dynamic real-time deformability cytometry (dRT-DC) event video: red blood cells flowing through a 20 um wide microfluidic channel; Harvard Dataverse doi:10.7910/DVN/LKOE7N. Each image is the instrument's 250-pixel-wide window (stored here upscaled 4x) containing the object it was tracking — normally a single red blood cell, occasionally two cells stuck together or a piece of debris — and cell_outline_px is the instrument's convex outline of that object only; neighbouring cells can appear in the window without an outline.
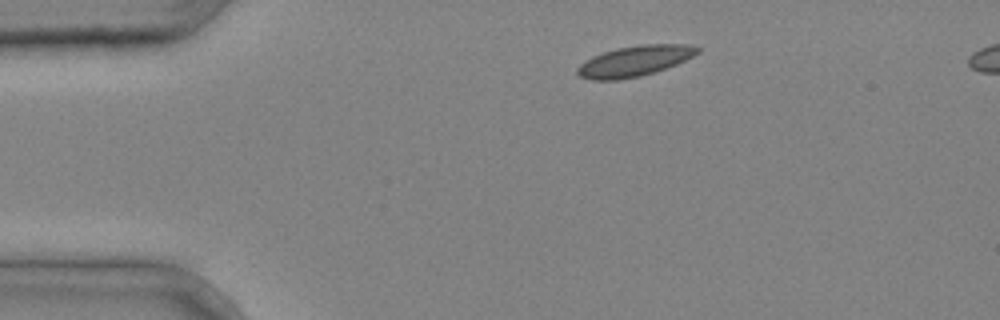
{"species": "common noctule bat (a hibernating species)", "species_latin": "Nyctalus noctula", "temperature_condition": "cold", "stored_images_in_passage": 27, "camera_frame_rate_fps": 3000, "um_per_image_px": 0.085, "animal": {"sex": "male", "body_mass_g": 20.4}, "frame": {"image": 1, "passage_image": 1, "time_ms": 0.0, "image_size_px": [1000, 320], "cell_outline_px": [[700, 52], [676, 64], [640, 76], [616, 80], [592, 80], [580, 76], [576, 72], [576, 68], [580, 64], [592, 56], [616, 48], [640, 44], [688, 44], [700, 48]], "centroid_in_image_um": [53.91, 5.18], "position_along_channel_um": 31.1, "area_um2": 21.21}}